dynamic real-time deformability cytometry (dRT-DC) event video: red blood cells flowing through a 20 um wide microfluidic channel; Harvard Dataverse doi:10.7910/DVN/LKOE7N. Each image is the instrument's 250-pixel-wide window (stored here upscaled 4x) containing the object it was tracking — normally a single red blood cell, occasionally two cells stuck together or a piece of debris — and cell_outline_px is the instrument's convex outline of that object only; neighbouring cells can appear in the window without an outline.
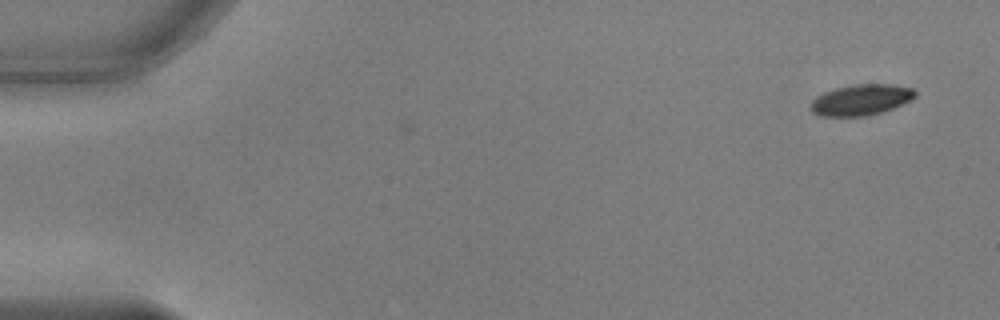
{"species": "common noctule bat (a hibernating species)", "species_latin": "Nyctalus noctula", "temperature_condition": "warm", "stored_images_in_passage": 15, "camera_frame_rate_fps": 3000, "um_per_image_px": 0.085, "animal": {"sex": "male", "body_mass_g": 17.9, "forearm_length_mm": 54.2}, "frame": {"image": 1, "passage_image": 1, "time_ms": 0.0, "image_size_px": [1000, 320], "cell_outline_px": [[916, 96], [912, 100], [892, 108], [868, 116], [820, 116], [812, 112], [812, 100], [816, 96], [824, 92], [836, 88], [856, 84], [892, 84], [912, 88], [916, 92]], "centroid_in_image_um": [73.2, 8.48], "position_along_channel_um": 11.8, "area_um2": 18.73}}
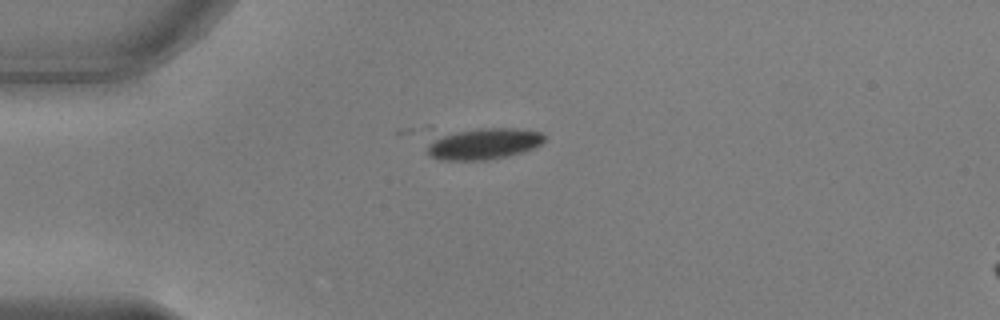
{"frame": {"image": 2, "passage_image": 12, "time_ms": 3.667, "image_size_px": [1000, 320], "cell_outline_px": [[544, 140], [540, 144], [524, 152], [508, 156], [484, 160], [440, 160], [428, 156], [424, 128], [428, 124], [432, 124], [516, 128], [540, 132], [544, 136]], "centroid_in_image_um": [40.62, 12.06], "position_along_channel_um": 44.4, "area_um2": 24.97}}